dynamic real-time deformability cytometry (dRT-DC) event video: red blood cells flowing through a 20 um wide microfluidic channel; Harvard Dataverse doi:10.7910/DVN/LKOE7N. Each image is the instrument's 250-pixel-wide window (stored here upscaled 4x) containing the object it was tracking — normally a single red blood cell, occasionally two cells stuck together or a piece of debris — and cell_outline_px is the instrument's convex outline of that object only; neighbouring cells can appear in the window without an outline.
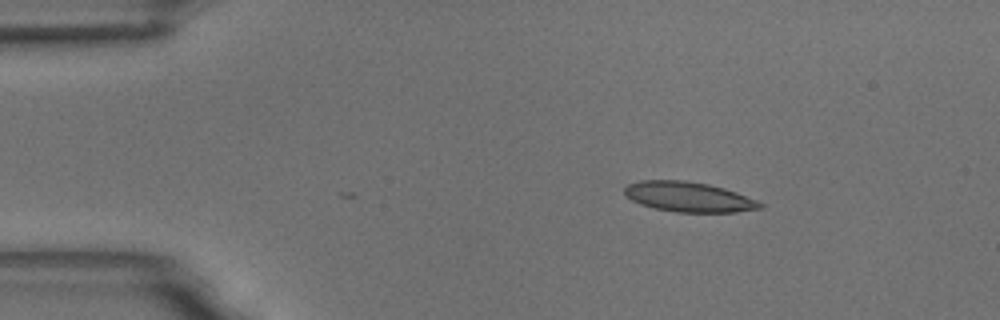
{"species": "common noctule bat (a hibernating species)", "species_latin": "Nyctalus noctula", "temperature_condition": "room temperature", "stored_images_in_passage": 37, "camera_frame_rate_fps": 3000, "um_per_image_px": 0.085, "animal": {"sex": "male", "body_mass_g": 18.8}, "frame": {"image": 1, "passage_image": 1, "time_ms": 0.0, "image_size_px": [1000, 320], "cell_outline_px": [[764, 208], [736, 212], [676, 212], [656, 208], [640, 204], [624, 196], [624, 188], [628, 184], [640, 180], [684, 180], [708, 184], [724, 188], [736, 192], [756, 200], [764, 204]], "centroid_in_image_um": [58.53, 16.73], "position_along_channel_um": 26.5, "area_um2": 23.76}}
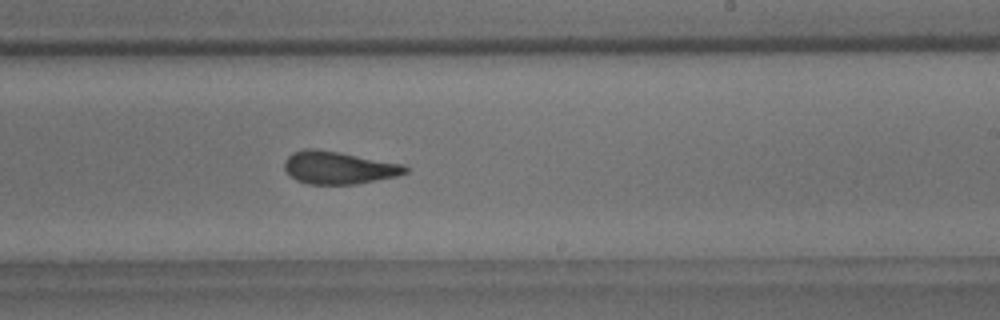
{"frame": {"image": 2, "passage_image": 27, "time_ms": 8.667, "image_size_px": [1000, 320], "cell_outline_px": [[408, 172], [396, 176], [356, 184], [308, 184], [296, 180], [284, 168], [284, 160], [292, 152], [304, 148], [312, 148], [340, 152], [404, 164], [408, 168]], "centroid_in_image_um": [28.77, 14.24], "position_along_channel_um": 260.2, "area_um2": 23.0}}
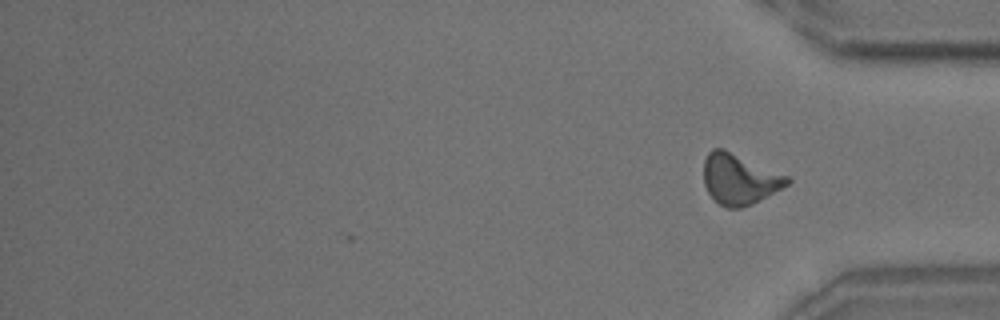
{"frame": {"image": 3, "passage_image": 37, "time_ms": 12.0, "image_size_px": [1000, 320], "cell_outline_px": [[792, 180], [788, 184], [760, 200], [744, 208], [724, 208], [708, 192], [704, 184], [704, 160], [708, 152], [712, 148], [724, 148], [788, 176]], "centroid_in_image_um": [62.84, 15.22], "position_along_channel_um": 372.4, "area_um2": 24.57}, "authors_computed_cell_mechanics": {"area_um2": 23.2934, "velocity_mm_per_s": 3.4322, "shape_relaxation_time_tau1_ms": 11.3463, "shape_relaxation_time_tau2_ms": 2.2424, "deformation_change_tau1": 0.2497, "deformation_change_tau2": 0.1039}}